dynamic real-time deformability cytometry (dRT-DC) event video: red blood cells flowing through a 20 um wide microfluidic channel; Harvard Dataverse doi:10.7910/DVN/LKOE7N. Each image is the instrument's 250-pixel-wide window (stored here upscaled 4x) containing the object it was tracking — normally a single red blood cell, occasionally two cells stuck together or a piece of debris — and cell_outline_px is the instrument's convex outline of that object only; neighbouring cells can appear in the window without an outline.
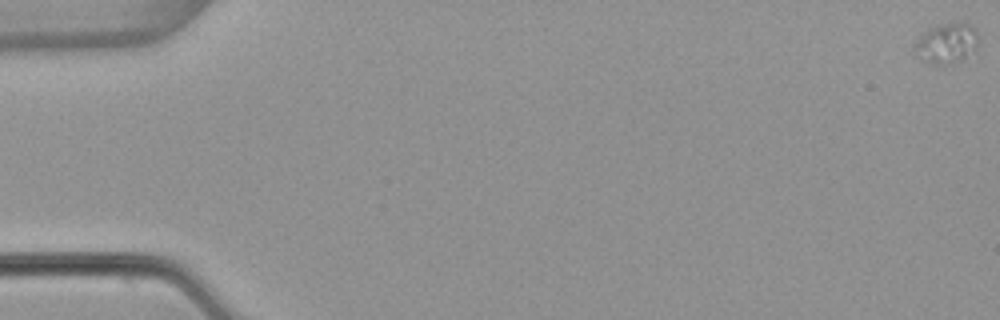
{"species": "common noctule bat (a hibernating species)", "species_latin": "Nyctalus noctula", "temperature_condition": "warm", "stored_images_in_passage": 56, "camera_frame_rate_fps": 3000, "um_per_image_px": 0.085, "animal": {"sex": "female", "body_mass_g": 22.7, "forearm_length_mm": 54.2}, "frame": {"image": 1, "passage_image": 1, "time_ms": 0.0, "image_size_px": [1000, 320], "cell_outline_px": [[976, 48], [964, 60], [948, 64], [932, 64], [920, 60], [916, 56], [912, 48], [920, 36], [928, 28], [936, 24], [956, 20], [968, 24], [976, 28]], "centroid_in_image_um": [80.42, 3.66], "position_along_channel_um": 4.6, "area_um2": 15.43}}
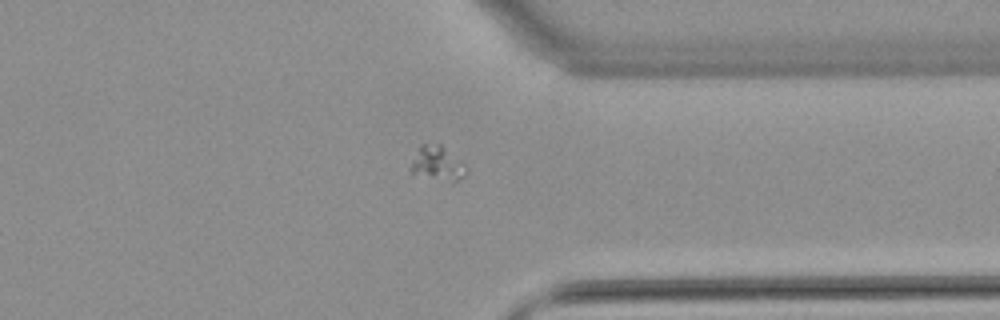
{"frame": {"image": 2, "passage_image": 44, "time_ms": 14.333, "image_size_px": [1000, 320], "cell_outline_px": [[468, 168], [464, 176], [456, 180], [452, 180], [408, 172], [412, 160], [420, 144], [440, 144], [464, 164]], "centroid_in_image_um": [37.15, 13.85], "position_along_channel_um": 374.3, "area_um2": 10.52}}
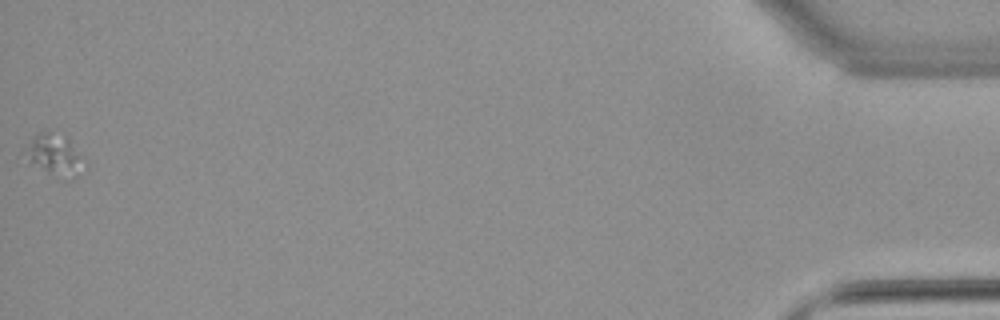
{"frame": {"image": 3, "passage_image": 56, "time_ms": 18.333, "image_size_px": [1000, 320], "cell_outline_px": [[88, 168], [72, 180], [28, 164], [20, 152], [36, 132], [48, 132], [64, 136], [68, 140], [80, 156]], "centroid_in_image_um": [4.57, 13.19], "position_along_channel_um": 430.6, "area_um2": 14.39}}